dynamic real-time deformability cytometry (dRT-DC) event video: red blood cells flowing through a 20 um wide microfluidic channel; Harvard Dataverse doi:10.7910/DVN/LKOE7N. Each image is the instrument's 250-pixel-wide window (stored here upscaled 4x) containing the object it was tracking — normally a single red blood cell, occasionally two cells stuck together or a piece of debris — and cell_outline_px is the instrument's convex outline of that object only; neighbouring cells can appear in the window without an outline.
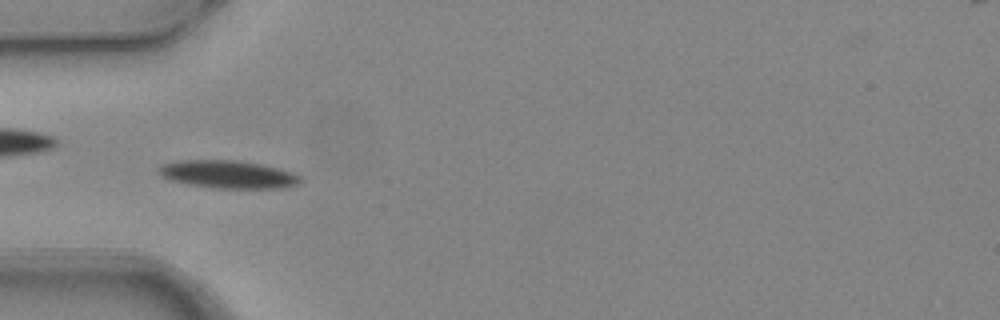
{"species": "common noctule bat (a hibernating species)", "species_latin": "Nyctalus noctula", "temperature_condition": "warm", "stored_images_in_passage": 8, "camera_frame_rate_fps": 3000, "um_per_image_px": 0.085, "animal": {"sex": "female", "body_mass_g": 24.6, "forearm_length_mm": 56.2}, "frame": {"image": 1, "passage_image": 6, "time_ms": 1.667, "image_size_px": [1000, 320], "cell_outline_px": [[304, 180], [300, 184], [284, 188], [216, 188], [188, 184], [168, 180], [160, 176], [156, 172], [156, 168], [160, 164], [180, 160], [240, 160], [280, 168], [292, 172], [300, 176]], "centroid_in_image_um": [19.36, 14.82], "position_along_channel_um": 65.6, "area_um2": 23.47}}
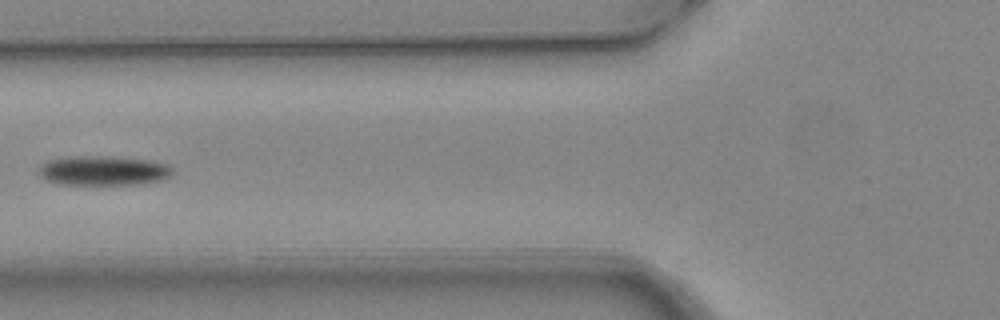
{"frame": {"image": 2, "passage_image": 7, "time_ms": 2.0, "image_size_px": [1000, 320], "cell_outline_px": [[172, 176], [160, 180], [136, 184], [56, 184], [44, 180], [40, 176], [36, 168], [40, 164], [48, 160], [72, 156], [112, 156], [148, 160], [168, 164], [172, 168]], "centroid_in_image_um": [8.72, 14.5], "position_along_channel_um": 117.1, "area_um2": 23.29}}
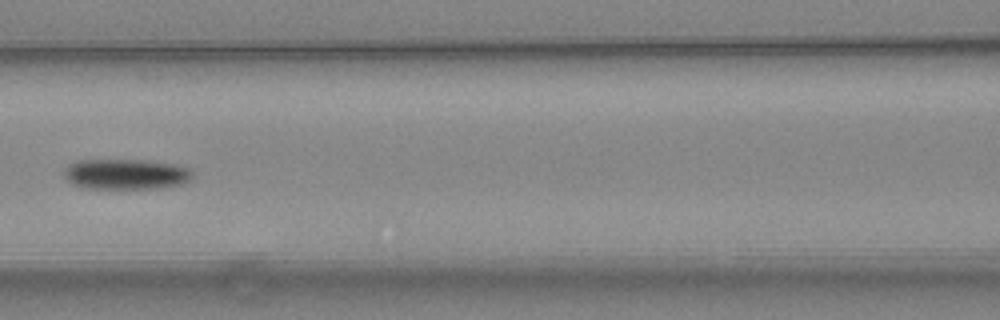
{"frame": {"image": 3, "passage_image": 8, "time_ms": 2.333, "image_size_px": [1000, 320], "cell_outline_px": [[192, 180], [180, 184], [160, 188], [84, 188], [72, 184], [64, 176], [64, 168], [68, 164], [76, 160], [140, 160], [176, 164], [192, 168]], "centroid_in_image_um": [10.7, 14.8], "position_along_channel_um": 155.9, "area_um2": 22.95}}